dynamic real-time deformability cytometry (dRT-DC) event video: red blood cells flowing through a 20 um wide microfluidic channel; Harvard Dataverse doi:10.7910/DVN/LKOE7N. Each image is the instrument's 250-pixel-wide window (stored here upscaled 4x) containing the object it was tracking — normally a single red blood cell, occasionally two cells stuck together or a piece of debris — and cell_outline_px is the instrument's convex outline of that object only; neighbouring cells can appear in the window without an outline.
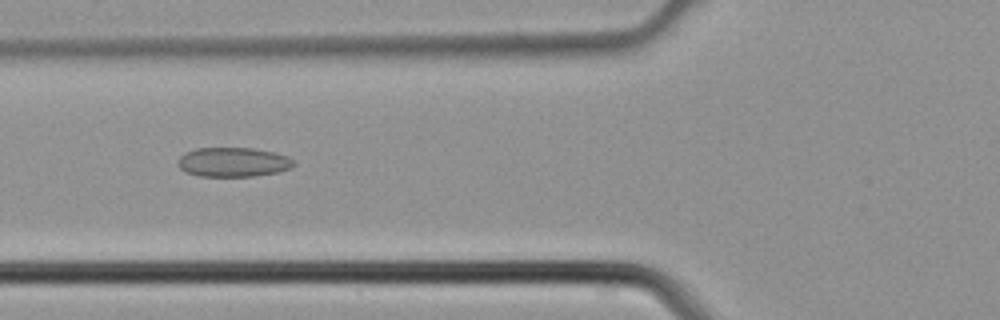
{"species": "common noctule bat (a hibernating species)", "species_latin": "Nyctalus noctula", "temperature_condition": "cold", "stored_images_in_passage": 2, "camera_frame_rate_fps": 3000, "um_per_image_px": 0.085, "animal": {"sex": "male", "body_mass_g": 21.5, "forearm_length_mm": 52.0}, "frame": {"image": 1, "passage_image": 2, "time_ms": 0.333, "image_size_px": [1000, 320], "cell_outline_px": [[296, 164], [292, 168], [276, 172], [252, 176], [200, 176], [184, 172], [180, 168], [180, 156], [184, 152], [196, 148], [252, 148], [272, 152], [288, 156]], "centroid_in_image_um": [19.82, 13.78], "position_along_channel_um": 106.0, "area_um2": 19.71}}